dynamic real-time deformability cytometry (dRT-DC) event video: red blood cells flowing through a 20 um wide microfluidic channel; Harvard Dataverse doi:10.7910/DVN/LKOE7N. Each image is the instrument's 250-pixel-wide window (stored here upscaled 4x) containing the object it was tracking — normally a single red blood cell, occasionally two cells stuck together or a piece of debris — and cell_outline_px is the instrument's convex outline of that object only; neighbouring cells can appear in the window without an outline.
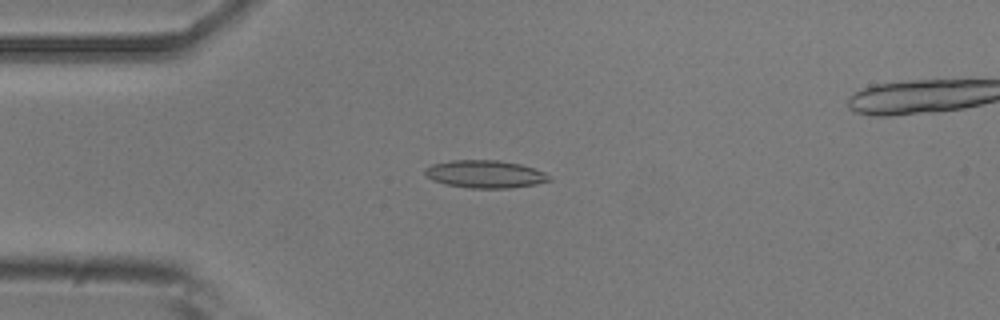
{"species": "common noctule bat (a hibernating species)", "species_latin": "Nyctalus noctula", "temperature_condition": "room temperature", "stored_images_in_passage": 43, "camera_frame_rate_fps": 3000, "um_per_image_px": 0.085, "animal": {"sex": "male", "body_mass_g": 20.5, "forearm_length_mm": 52.5}, "frame": {"image": 1, "passage_image": 5, "time_ms": 1.333, "image_size_px": [1000, 320], "cell_outline_px": [[552, 180], [536, 184], [508, 188], [472, 188], [448, 184], [432, 180], [424, 172], [424, 168], [432, 164], [452, 160], [496, 160], [520, 164], [544, 172], [552, 176]], "centroid_in_image_um": [41.25, 14.79], "position_along_channel_um": 43.7, "area_um2": 19.88}}
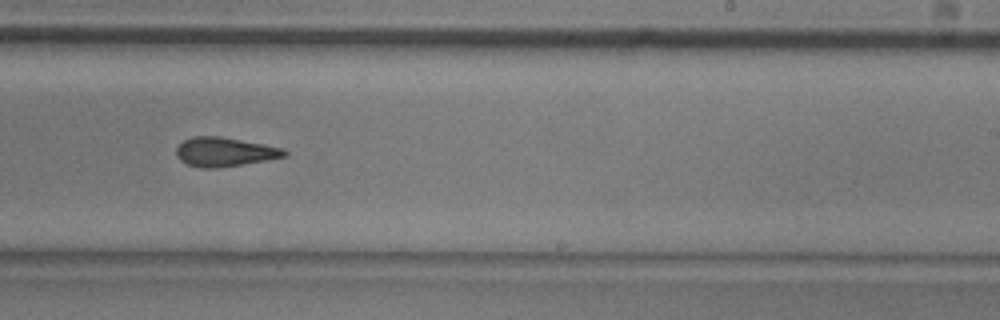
{"frame": {"image": 2, "passage_image": 24, "time_ms": 7.667, "image_size_px": [1000, 320], "cell_outline_px": [[288, 156], [216, 168], [200, 168], [188, 164], [180, 160], [176, 156], [176, 148], [184, 140], [192, 136], [220, 136], [264, 144], [284, 148], [288, 152]], "centroid_in_image_um": [19.08, 12.9], "position_along_channel_um": 269.9, "area_um2": 18.26}}
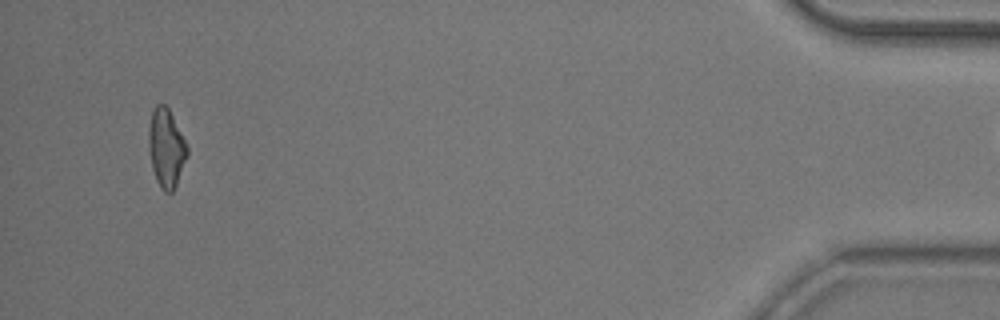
{"frame": {"image": 3, "passage_image": 42, "time_ms": 13.667, "image_size_px": [1000, 320], "cell_outline_px": [[188, 156], [176, 184], [172, 192], [164, 192], [160, 188], [156, 180], [152, 168], [148, 148], [148, 128], [152, 112], [156, 104], [164, 104], [168, 108], [188, 148]], "centroid_in_image_um": [14.11, 12.6], "position_along_channel_um": 421.1, "area_um2": 17.51}}